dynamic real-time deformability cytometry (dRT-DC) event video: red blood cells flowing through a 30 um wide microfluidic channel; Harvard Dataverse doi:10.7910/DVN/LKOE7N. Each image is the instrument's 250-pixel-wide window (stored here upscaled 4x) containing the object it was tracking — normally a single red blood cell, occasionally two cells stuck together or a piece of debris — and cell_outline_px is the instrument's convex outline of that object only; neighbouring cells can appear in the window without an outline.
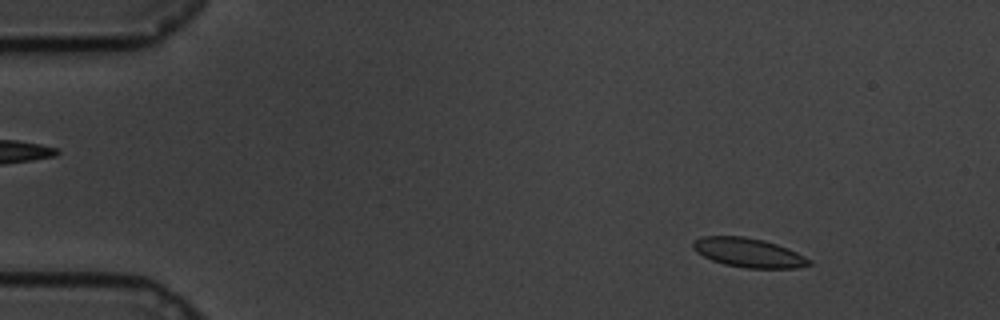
{"species": "common noctule bat (a hibernating species)", "species_latin": "Nyctalus noctula", "temperature_condition": "cold", "stored_images_in_passage": 17, "camera_frame_rate_fps": 3000, "um_per_image_px": 0.085, "animal": {"sex": "male", "body_mass_g": 19.5, "forearm_length_mm": 54.6}, "frame": {"image": 1, "passage_image": 7, "time_ms": 2.0, "image_size_px": [1000, 320], "cell_outline_px": [[812, 264], [796, 268], [744, 268], [724, 264], [712, 260], [696, 252], [692, 248], [692, 244], [696, 240], [704, 236], [744, 236], [764, 240], [788, 248], [812, 260]], "centroid_in_image_um": [63.64, 21.48], "position_along_channel_um": 21.4, "area_um2": 19.71}}